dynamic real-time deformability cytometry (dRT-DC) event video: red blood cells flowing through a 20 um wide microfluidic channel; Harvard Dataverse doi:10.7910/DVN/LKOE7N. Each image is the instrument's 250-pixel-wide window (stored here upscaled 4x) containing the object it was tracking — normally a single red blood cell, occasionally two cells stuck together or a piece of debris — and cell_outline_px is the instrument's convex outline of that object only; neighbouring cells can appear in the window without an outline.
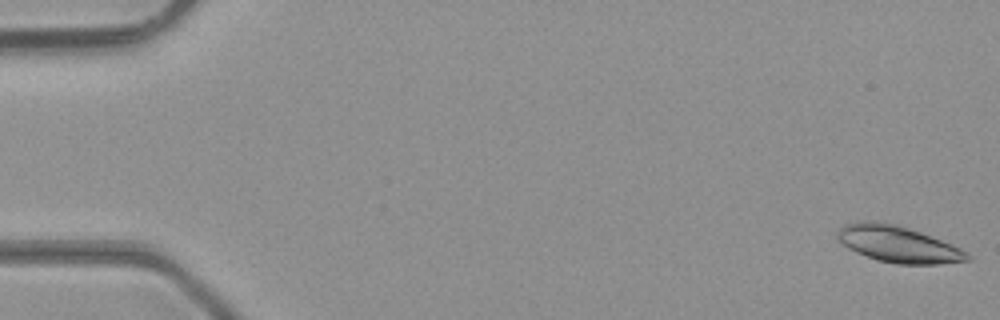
{"species": "common noctule bat (a hibernating species)", "species_latin": "Nyctalus noctula", "temperature_condition": "room temperature", "stored_images_in_passage": 49, "camera_frame_rate_fps": 3000, "um_per_image_px": 0.085, "animal": {"sex": "male", "body_mass_g": 23.1, "forearm_length_mm": 52.7}, "frame": {"image": 1, "passage_image": 1, "time_ms": 0.0, "image_size_px": [1000, 320], "cell_outline_px": [[972, 260], [936, 264], [896, 264], [876, 260], [856, 252], [848, 248], [836, 240], [836, 236], [840, 228], [844, 224], [864, 220], [880, 220], [896, 224], [920, 232], [952, 244], [968, 252], [972, 256]], "centroid_in_image_um": [76.32, 20.74], "position_along_channel_um": 8.7, "area_um2": 27.92}}
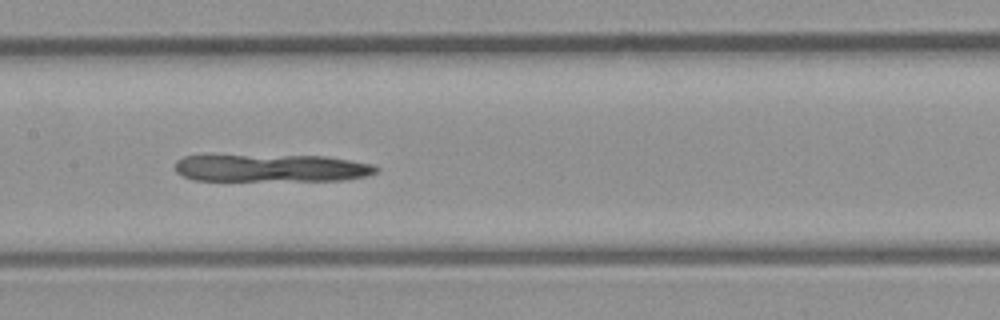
{"frame": {"image": 2, "passage_image": 24, "time_ms": 7.667, "image_size_px": [1000, 320], "cell_outline_px": [[380, 168], [376, 172], [368, 176], [344, 180], [192, 180], [176, 172], [176, 160], [184, 156], [328, 156], [376, 164]], "centroid_in_image_um": [23.16, 14.29], "position_along_channel_um": 184.2, "area_um2": 32.14}}